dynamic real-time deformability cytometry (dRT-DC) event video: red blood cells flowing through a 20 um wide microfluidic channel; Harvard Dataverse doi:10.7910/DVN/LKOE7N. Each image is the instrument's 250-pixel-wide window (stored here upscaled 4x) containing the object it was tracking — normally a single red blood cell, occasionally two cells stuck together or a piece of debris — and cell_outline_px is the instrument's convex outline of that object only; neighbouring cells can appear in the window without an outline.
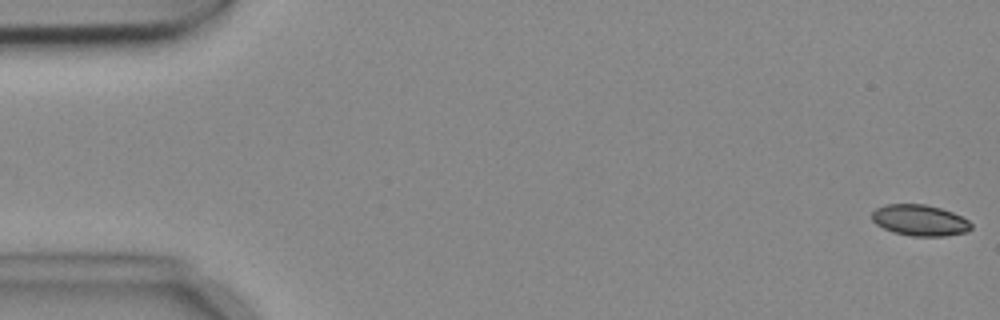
{"species": "common noctule bat (a hibernating species)", "species_latin": "Nyctalus noctula", "temperature_condition": "cold", "stored_images_in_passage": 6, "camera_frame_rate_fps": 3000, "um_per_image_px": 0.085, "animal": {"sex": "female", "body_mass_g": 18.4}, "frame": {"image": 1, "passage_image": 1, "time_ms": 0.0, "image_size_px": [1000, 320], "cell_outline_px": [[972, 228], [968, 232], [944, 236], [912, 236], [892, 232], [876, 224], [872, 220], [872, 212], [876, 208], [884, 204], [924, 204], [940, 208], [952, 212], [968, 220], [972, 224]], "centroid_in_image_um": [78.18, 18.72], "position_along_channel_um": 6.8, "area_um2": 18.03}}
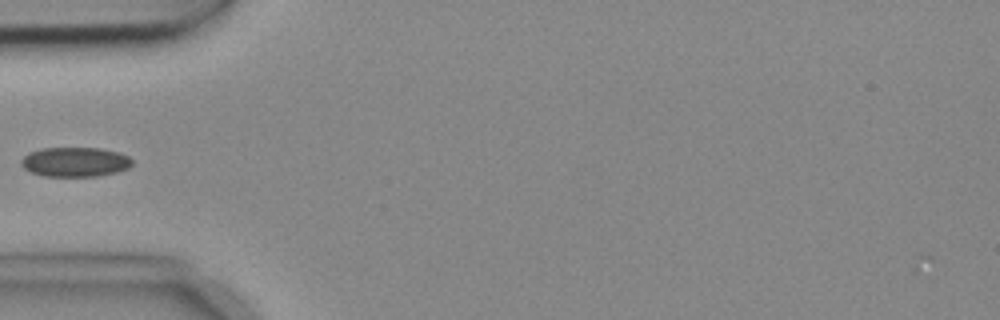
{"frame": {"image": 2, "passage_image": 6, "time_ms": 1.667, "image_size_px": [1000, 320], "cell_outline_px": [[132, 164], [128, 168], [116, 172], [96, 176], [44, 176], [32, 172], [24, 168], [20, 164], [20, 160], [28, 152], [44, 148], [100, 148], [120, 152], [128, 156], [132, 160]], "centroid_in_image_um": [6.37, 13.76], "position_along_channel_um": 78.6, "area_um2": 19.13}}